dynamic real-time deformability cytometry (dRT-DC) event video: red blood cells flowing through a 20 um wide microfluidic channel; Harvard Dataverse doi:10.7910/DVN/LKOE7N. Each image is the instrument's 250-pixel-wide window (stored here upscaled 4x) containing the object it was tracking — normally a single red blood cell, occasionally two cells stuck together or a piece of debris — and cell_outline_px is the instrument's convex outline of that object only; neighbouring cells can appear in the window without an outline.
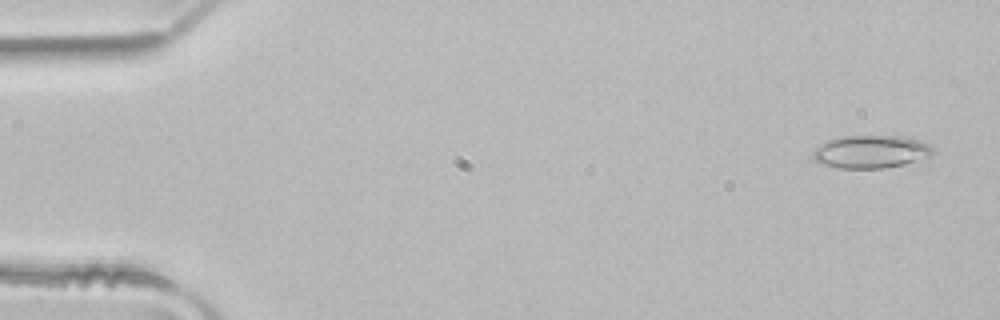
{"species": "common noctule bat (a hibernating species)", "species_latin": "Nyctalus noctula", "temperature_condition": "room temperature", "stored_images_in_passage": 3, "camera_frame_rate_fps": 3000, "um_per_image_px": 0.085, "animal": {"sex": "male", "body_mass_g": 21.5, "forearm_length_mm": 52.0}, "frame": {"image": 1, "passage_image": 1, "time_ms": 0.0, "image_size_px": [1000, 320], "cell_outline_px": [[936, 152], [932, 156], [904, 164], [884, 168], [840, 168], [824, 164], [816, 160], [812, 156], [812, 152], [816, 148], [828, 140], [844, 136], [900, 136], [920, 140], [928, 144]], "centroid_in_image_um": [74.07, 12.89], "position_along_channel_um": 10.9, "area_um2": 22.83}}